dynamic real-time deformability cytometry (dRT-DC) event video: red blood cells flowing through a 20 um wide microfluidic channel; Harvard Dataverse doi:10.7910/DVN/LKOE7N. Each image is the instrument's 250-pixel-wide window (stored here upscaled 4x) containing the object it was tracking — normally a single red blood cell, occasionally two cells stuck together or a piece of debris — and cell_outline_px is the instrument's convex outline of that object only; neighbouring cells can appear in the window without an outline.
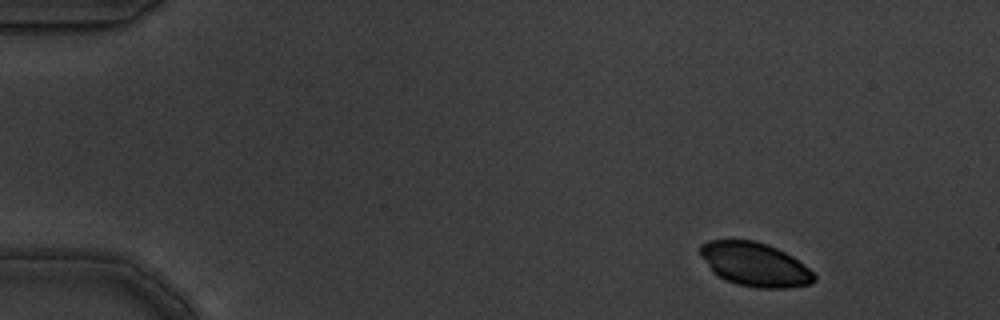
{"species": "common noctule bat (a hibernating species)", "species_latin": "Nyctalus noctula", "temperature_condition": "warm", "stored_images_in_passage": 4, "camera_frame_rate_fps": 3000, "um_per_image_px": 0.085, "animal": {"sex": "male", "body_mass_g": 19.5, "forearm_length_mm": 54.6}, "frame": {"image": 1, "passage_image": 1, "time_ms": 0.0, "image_size_px": [1000, 320], "cell_outline_px": [[816, 280], [812, 284], [788, 288], [756, 288], [736, 284], [712, 272], [700, 256], [700, 244], [708, 240], [756, 240], [768, 244], [792, 256], [808, 268], [816, 276]], "centroid_in_image_um": [64.16, 22.47], "position_along_channel_um": 20.8, "area_um2": 29.19}}